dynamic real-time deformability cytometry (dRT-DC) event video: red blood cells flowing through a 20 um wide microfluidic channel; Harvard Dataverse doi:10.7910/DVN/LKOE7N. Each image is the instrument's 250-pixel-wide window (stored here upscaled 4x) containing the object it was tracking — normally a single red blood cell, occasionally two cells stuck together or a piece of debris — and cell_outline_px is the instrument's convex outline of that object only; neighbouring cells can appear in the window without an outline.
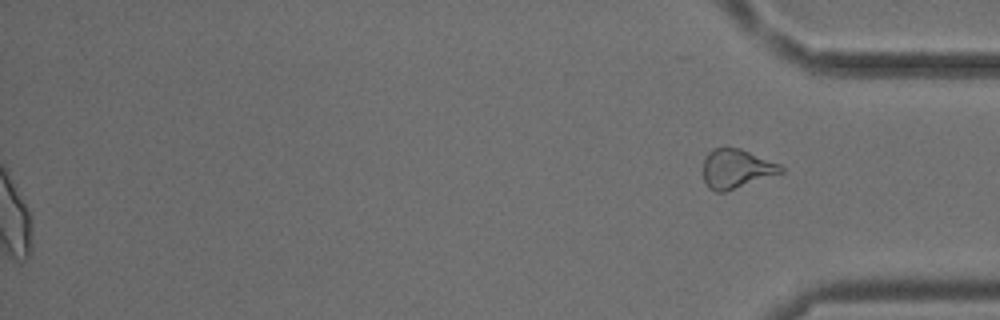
{"species": "common noctule bat (a hibernating species)", "species_latin": "Nyctalus noctula", "temperature_condition": "cold", "stored_images_in_passage": 55, "segment_of_instrument_passage": [2, 2], "camera_frame_rate_fps": 3000, "um_per_image_px": 0.085, "animal": {"sex": "male", "body_mass_g": 18.8}, "frame": {"image": 1, "passage_image": 55, "time_ms": 18.0, "image_size_px": [1000, 320], "cell_outline_px": [[784, 172], [724, 192], [716, 192], [708, 188], [704, 180], [704, 160], [708, 152], [712, 148], [724, 144], [740, 148], [780, 164], [784, 168]], "centroid_in_image_um": [62.57, 14.3], "position_along_channel_um": 372.6, "area_um2": 18.03}}